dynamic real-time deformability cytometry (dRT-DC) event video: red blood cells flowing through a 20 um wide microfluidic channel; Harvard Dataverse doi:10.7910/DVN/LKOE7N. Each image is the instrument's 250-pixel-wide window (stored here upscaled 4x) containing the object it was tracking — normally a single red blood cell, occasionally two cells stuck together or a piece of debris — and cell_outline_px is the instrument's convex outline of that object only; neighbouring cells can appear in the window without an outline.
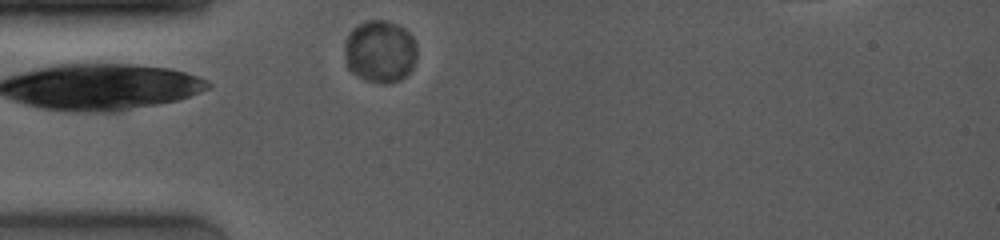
{"species": "common noctule bat (a hibernating species)", "species_latin": "Nyctalus noctula", "temperature_condition": "room temperature", "stored_images_in_passage": 29, "camera_frame_rate_fps": 4000, "um_per_image_px": 0.085, "animal": {"sex": "female", "body_mass_g": 19.0, "forearm_length_mm": 53.3}, "frame": {"image": 1, "passage_image": 1, "time_ms": 0.0, "image_size_px": [1000, 240], "cell_outline_px": [[416, 60], [412, 68], [400, 80], [384, 84], [364, 80], [352, 72], [348, 68], [344, 56], [344, 40], [348, 32], [356, 24], [368, 20], [384, 20], [396, 24], [404, 28], [412, 36], [416, 44]], "centroid_in_image_um": [32.27, 4.36], "position_along_channel_um": 52.7, "area_um2": 26.7}}
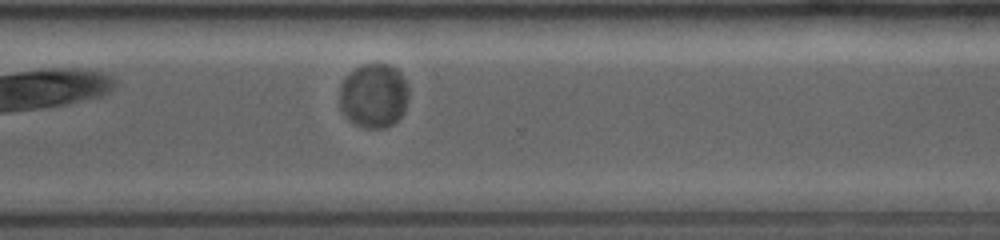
{"frame": {"image": 2, "passage_image": 21, "time_ms": 7.75, "image_size_px": [1000, 240], "cell_outline_px": [[408, 96], [404, 112], [392, 124], [384, 128], [364, 128], [348, 120], [340, 108], [340, 84], [356, 68], [364, 64], [388, 64], [396, 68], [400, 72], [408, 84]], "centroid_in_image_um": [31.78, 8.14], "position_along_channel_um": 338.8, "area_um2": 25.89}}
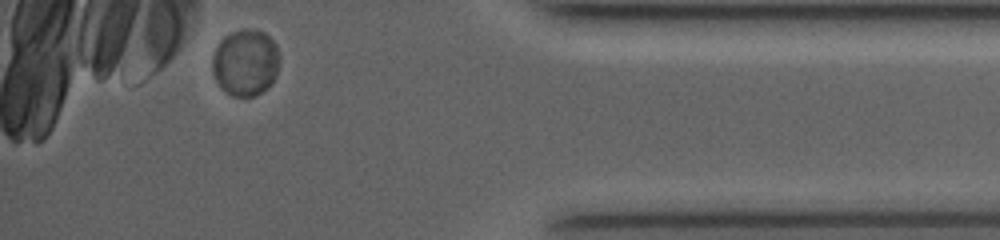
{"frame": {"image": 3, "passage_image": 28, "time_ms": 10.25, "image_size_px": [1000, 240], "cell_outline_px": [[280, 60], [276, 76], [272, 84], [260, 92], [252, 96], [232, 96], [216, 80], [212, 72], [212, 56], [220, 40], [224, 36], [232, 32], [244, 28], [264, 32], [276, 44], [280, 56]], "centroid_in_image_um": [20.88, 5.3], "position_along_channel_um": 414.3, "area_um2": 26.07}}